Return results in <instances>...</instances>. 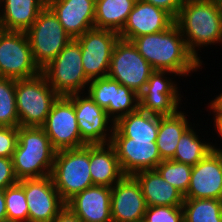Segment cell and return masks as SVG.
Listing matches in <instances>:
<instances>
[{
    "label": "cell",
    "mask_w": 222,
    "mask_h": 222,
    "mask_svg": "<svg viewBox=\"0 0 222 222\" xmlns=\"http://www.w3.org/2000/svg\"><path fill=\"white\" fill-rule=\"evenodd\" d=\"M212 113H214L213 115V119H214V129H216L215 132H217V134L219 135V137H221L220 139H222V111H212ZM214 149H219L222 150L216 146H214Z\"/></svg>",
    "instance_id": "40"
},
{
    "label": "cell",
    "mask_w": 222,
    "mask_h": 222,
    "mask_svg": "<svg viewBox=\"0 0 222 222\" xmlns=\"http://www.w3.org/2000/svg\"><path fill=\"white\" fill-rule=\"evenodd\" d=\"M51 222H82L67 206Z\"/></svg>",
    "instance_id": "39"
},
{
    "label": "cell",
    "mask_w": 222,
    "mask_h": 222,
    "mask_svg": "<svg viewBox=\"0 0 222 222\" xmlns=\"http://www.w3.org/2000/svg\"><path fill=\"white\" fill-rule=\"evenodd\" d=\"M131 42L154 70L186 77L202 68L203 64L188 50L176 23L164 31L133 38Z\"/></svg>",
    "instance_id": "1"
},
{
    "label": "cell",
    "mask_w": 222,
    "mask_h": 222,
    "mask_svg": "<svg viewBox=\"0 0 222 222\" xmlns=\"http://www.w3.org/2000/svg\"><path fill=\"white\" fill-rule=\"evenodd\" d=\"M16 109L20 126L41 127L59 95L40 74L15 81Z\"/></svg>",
    "instance_id": "5"
},
{
    "label": "cell",
    "mask_w": 222,
    "mask_h": 222,
    "mask_svg": "<svg viewBox=\"0 0 222 222\" xmlns=\"http://www.w3.org/2000/svg\"><path fill=\"white\" fill-rule=\"evenodd\" d=\"M147 204L140 185L125 175L111 188L112 222H143Z\"/></svg>",
    "instance_id": "16"
},
{
    "label": "cell",
    "mask_w": 222,
    "mask_h": 222,
    "mask_svg": "<svg viewBox=\"0 0 222 222\" xmlns=\"http://www.w3.org/2000/svg\"><path fill=\"white\" fill-rule=\"evenodd\" d=\"M143 1L166 10L174 18L177 17L180 7L182 5L180 0H143Z\"/></svg>",
    "instance_id": "38"
},
{
    "label": "cell",
    "mask_w": 222,
    "mask_h": 222,
    "mask_svg": "<svg viewBox=\"0 0 222 222\" xmlns=\"http://www.w3.org/2000/svg\"><path fill=\"white\" fill-rule=\"evenodd\" d=\"M18 141V127L0 126V157H12Z\"/></svg>",
    "instance_id": "36"
},
{
    "label": "cell",
    "mask_w": 222,
    "mask_h": 222,
    "mask_svg": "<svg viewBox=\"0 0 222 222\" xmlns=\"http://www.w3.org/2000/svg\"><path fill=\"white\" fill-rule=\"evenodd\" d=\"M18 182L14 173L12 157H0V189L5 190Z\"/></svg>",
    "instance_id": "37"
},
{
    "label": "cell",
    "mask_w": 222,
    "mask_h": 222,
    "mask_svg": "<svg viewBox=\"0 0 222 222\" xmlns=\"http://www.w3.org/2000/svg\"><path fill=\"white\" fill-rule=\"evenodd\" d=\"M181 4H186V3H191V2H203V1H208V0H180Z\"/></svg>",
    "instance_id": "43"
},
{
    "label": "cell",
    "mask_w": 222,
    "mask_h": 222,
    "mask_svg": "<svg viewBox=\"0 0 222 222\" xmlns=\"http://www.w3.org/2000/svg\"><path fill=\"white\" fill-rule=\"evenodd\" d=\"M137 0H95V21L97 29L120 32Z\"/></svg>",
    "instance_id": "24"
},
{
    "label": "cell",
    "mask_w": 222,
    "mask_h": 222,
    "mask_svg": "<svg viewBox=\"0 0 222 222\" xmlns=\"http://www.w3.org/2000/svg\"><path fill=\"white\" fill-rule=\"evenodd\" d=\"M80 44L72 39L60 53L42 69L49 85L59 96L83 93L90 82L86 77Z\"/></svg>",
    "instance_id": "6"
},
{
    "label": "cell",
    "mask_w": 222,
    "mask_h": 222,
    "mask_svg": "<svg viewBox=\"0 0 222 222\" xmlns=\"http://www.w3.org/2000/svg\"><path fill=\"white\" fill-rule=\"evenodd\" d=\"M46 6L47 0H0V29L26 32Z\"/></svg>",
    "instance_id": "20"
},
{
    "label": "cell",
    "mask_w": 222,
    "mask_h": 222,
    "mask_svg": "<svg viewBox=\"0 0 222 222\" xmlns=\"http://www.w3.org/2000/svg\"><path fill=\"white\" fill-rule=\"evenodd\" d=\"M181 207L185 222H222V200L184 199Z\"/></svg>",
    "instance_id": "27"
},
{
    "label": "cell",
    "mask_w": 222,
    "mask_h": 222,
    "mask_svg": "<svg viewBox=\"0 0 222 222\" xmlns=\"http://www.w3.org/2000/svg\"><path fill=\"white\" fill-rule=\"evenodd\" d=\"M125 137L142 140H156L159 115L141 109L121 117L114 125Z\"/></svg>",
    "instance_id": "25"
},
{
    "label": "cell",
    "mask_w": 222,
    "mask_h": 222,
    "mask_svg": "<svg viewBox=\"0 0 222 222\" xmlns=\"http://www.w3.org/2000/svg\"><path fill=\"white\" fill-rule=\"evenodd\" d=\"M139 95L129 87L120 84L116 88L115 97V123L139 108Z\"/></svg>",
    "instance_id": "33"
},
{
    "label": "cell",
    "mask_w": 222,
    "mask_h": 222,
    "mask_svg": "<svg viewBox=\"0 0 222 222\" xmlns=\"http://www.w3.org/2000/svg\"><path fill=\"white\" fill-rule=\"evenodd\" d=\"M89 168L93 185L112 188L125 176L110 143L90 145Z\"/></svg>",
    "instance_id": "22"
},
{
    "label": "cell",
    "mask_w": 222,
    "mask_h": 222,
    "mask_svg": "<svg viewBox=\"0 0 222 222\" xmlns=\"http://www.w3.org/2000/svg\"><path fill=\"white\" fill-rule=\"evenodd\" d=\"M184 199L222 200V150H212L192 166L189 188Z\"/></svg>",
    "instance_id": "15"
},
{
    "label": "cell",
    "mask_w": 222,
    "mask_h": 222,
    "mask_svg": "<svg viewBox=\"0 0 222 222\" xmlns=\"http://www.w3.org/2000/svg\"><path fill=\"white\" fill-rule=\"evenodd\" d=\"M7 219L28 222V206L23 185L18 182L5 189Z\"/></svg>",
    "instance_id": "32"
},
{
    "label": "cell",
    "mask_w": 222,
    "mask_h": 222,
    "mask_svg": "<svg viewBox=\"0 0 222 222\" xmlns=\"http://www.w3.org/2000/svg\"><path fill=\"white\" fill-rule=\"evenodd\" d=\"M80 44L82 65L89 80L107 77L111 55L119 33L93 28L75 39Z\"/></svg>",
    "instance_id": "10"
},
{
    "label": "cell",
    "mask_w": 222,
    "mask_h": 222,
    "mask_svg": "<svg viewBox=\"0 0 222 222\" xmlns=\"http://www.w3.org/2000/svg\"><path fill=\"white\" fill-rule=\"evenodd\" d=\"M0 222H19V221H12V220L6 219V220L0 221Z\"/></svg>",
    "instance_id": "44"
},
{
    "label": "cell",
    "mask_w": 222,
    "mask_h": 222,
    "mask_svg": "<svg viewBox=\"0 0 222 222\" xmlns=\"http://www.w3.org/2000/svg\"><path fill=\"white\" fill-rule=\"evenodd\" d=\"M181 206H147L143 222H183Z\"/></svg>",
    "instance_id": "35"
},
{
    "label": "cell",
    "mask_w": 222,
    "mask_h": 222,
    "mask_svg": "<svg viewBox=\"0 0 222 222\" xmlns=\"http://www.w3.org/2000/svg\"><path fill=\"white\" fill-rule=\"evenodd\" d=\"M89 166L90 145L56 152L51 177L65 203L93 186Z\"/></svg>",
    "instance_id": "4"
},
{
    "label": "cell",
    "mask_w": 222,
    "mask_h": 222,
    "mask_svg": "<svg viewBox=\"0 0 222 222\" xmlns=\"http://www.w3.org/2000/svg\"><path fill=\"white\" fill-rule=\"evenodd\" d=\"M172 74V75H171ZM178 76L176 73L167 70H154L142 92L152 93H179L180 89L173 78L167 76ZM167 76V77H166Z\"/></svg>",
    "instance_id": "34"
},
{
    "label": "cell",
    "mask_w": 222,
    "mask_h": 222,
    "mask_svg": "<svg viewBox=\"0 0 222 222\" xmlns=\"http://www.w3.org/2000/svg\"><path fill=\"white\" fill-rule=\"evenodd\" d=\"M47 6L73 39L95 28V0H47Z\"/></svg>",
    "instance_id": "18"
},
{
    "label": "cell",
    "mask_w": 222,
    "mask_h": 222,
    "mask_svg": "<svg viewBox=\"0 0 222 222\" xmlns=\"http://www.w3.org/2000/svg\"><path fill=\"white\" fill-rule=\"evenodd\" d=\"M180 93H152L141 92L139 94V109L160 116L175 115L180 107Z\"/></svg>",
    "instance_id": "28"
},
{
    "label": "cell",
    "mask_w": 222,
    "mask_h": 222,
    "mask_svg": "<svg viewBox=\"0 0 222 222\" xmlns=\"http://www.w3.org/2000/svg\"><path fill=\"white\" fill-rule=\"evenodd\" d=\"M159 174L183 195L187 193L191 179L192 166L173 160H162L156 167Z\"/></svg>",
    "instance_id": "31"
},
{
    "label": "cell",
    "mask_w": 222,
    "mask_h": 222,
    "mask_svg": "<svg viewBox=\"0 0 222 222\" xmlns=\"http://www.w3.org/2000/svg\"><path fill=\"white\" fill-rule=\"evenodd\" d=\"M133 177L140 185L147 206H182L184 195L156 169L138 172Z\"/></svg>",
    "instance_id": "21"
},
{
    "label": "cell",
    "mask_w": 222,
    "mask_h": 222,
    "mask_svg": "<svg viewBox=\"0 0 222 222\" xmlns=\"http://www.w3.org/2000/svg\"><path fill=\"white\" fill-rule=\"evenodd\" d=\"M207 105L211 111H222V93L220 92L218 96L216 95Z\"/></svg>",
    "instance_id": "41"
},
{
    "label": "cell",
    "mask_w": 222,
    "mask_h": 222,
    "mask_svg": "<svg viewBox=\"0 0 222 222\" xmlns=\"http://www.w3.org/2000/svg\"><path fill=\"white\" fill-rule=\"evenodd\" d=\"M41 127L56 151L86 146L81 139L74 104L66 96H59L53 103Z\"/></svg>",
    "instance_id": "11"
},
{
    "label": "cell",
    "mask_w": 222,
    "mask_h": 222,
    "mask_svg": "<svg viewBox=\"0 0 222 222\" xmlns=\"http://www.w3.org/2000/svg\"><path fill=\"white\" fill-rule=\"evenodd\" d=\"M193 128L191 125L183 133L171 160L194 166L214 150L215 145L212 142H205L204 139L202 141V138L200 140V136Z\"/></svg>",
    "instance_id": "26"
},
{
    "label": "cell",
    "mask_w": 222,
    "mask_h": 222,
    "mask_svg": "<svg viewBox=\"0 0 222 222\" xmlns=\"http://www.w3.org/2000/svg\"><path fill=\"white\" fill-rule=\"evenodd\" d=\"M15 79L0 77V126L19 127Z\"/></svg>",
    "instance_id": "30"
},
{
    "label": "cell",
    "mask_w": 222,
    "mask_h": 222,
    "mask_svg": "<svg viewBox=\"0 0 222 222\" xmlns=\"http://www.w3.org/2000/svg\"><path fill=\"white\" fill-rule=\"evenodd\" d=\"M66 206L82 222H112L110 187H88L71 198Z\"/></svg>",
    "instance_id": "19"
},
{
    "label": "cell",
    "mask_w": 222,
    "mask_h": 222,
    "mask_svg": "<svg viewBox=\"0 0 222 222\" xmlns=\"http://www.w3.org/2000/svg\"><path fill=\"white\" fill-rule=\"evenodd\" d=\"M7 219L6 203H5V190L0 189V221Z\"/></svg>",
    "instance_id": "42"
},
{
    "label": "cell",
    "mask_w": 222,
    "mask_h": 222,
    "mask_svg": "<svg viewBox=\"0 0 222 222\" xmlns=\"http://www.w3.org/2000/svg\"><path fill=\"white\" fill-rule=\"evenodd\" d=\"M153 71L152 66L131 41L119 38L112 51L107 77L129 87L139 95Z\"/></svg>",
    "instance_id": "8"
},
{
    "label": "cell",
    "mask_w": 222,
    "mask_h": 222,
    "mask_svg": "<svg viewBox=\"0 0 222 222\" xmlns=\"http://www.w3.org/2000/svg\"><path fill=\"white\" fill-rule=\"evenodd\" d=\"M191 125L186 112L181 109L172 116L159 115L156 144L162 160H171L174 157L179 139Z\"/></svg>",
    "instance_id": "23"
},
{
    "label": "cell",
    "mask_w": 222,
    "mask_h": 222,
    "mask_svg": "<svg viewBox=\"0 0 222 222\" xmlns=\"http://www.w3.org/2000/svg\"><path fill=\"white\" fill-rule=\"evenodd\" d=\"M85 92L67 96L74 104L81 139L86 145L110 143L115 123Z\"/></svg>",
    "instance_id": "12"
},
{
    "label": "cell",
    "mask_w": 222,
    "mask_h": 222,
    "mask_svg": "<svg viewBox=\"0 0 222 222\" xmlns=\"http://www.w3.org/2000/svg\"><path fill=\"white\" fill-rule=\"evenodd\" d=\"M25 33L34 61L41 70L73 39L48 6Z\"/></svg>",
    "instance_id": "7"
},
{
    "label": "cell",
    "mask_w": 222,
    "mask_h": 222,
    "mask_svg": "<svg viewBox=\"0 0 222 222\" xmlns=\"http://www.w3.org/2000/svg\"><path fill=\"white\" fill-rule=\"evenodd\" d=\"M174 23L175 18L166 10L137 0L123 29L119 32V38L131 41L142 35L164 31Z\"/></svg>",
    "instance_id": "17"
},
{
    "label": "cell",
    "mask_w": 222,
    "mask_h": 222,
    "mask_svg": "<svg viewBox=\"0 0 222 222\" xmlns=\"http://www.w3.org/2000/svg\"><path fill=\"white\" fill-rule=\"evenodd\" d=\"M110 144L114 147L121 169L127 176L156 169L162 161L156 140L125 137L115 126Z\"/></svg>",
    "instance_id": "13"
},
{
    "label": "cell",
    "mask_w": 222,
    "mask_h": 222,
    "mask_svg": "<svg viewBox=\"0 0 222 222\" xmlns=\"http://www.w3.org/2000/svg\"><path fill=\"white\" fill-rule=\"evenodd\" d=\"M175 23L185 39L188 50L201 63L203 60L197 52L200 48L222 44V8L219 0L181 5Z\"/></svg>",
    "instance_id": "2"
},
{
    "label": "cell",
    "mask_w": 222,
    "mask_h": 222,
    "mask_svg": "<svg viewBox=\"0 0 222 222\" xmlns=\"http://www.w3.org/2000/svg\"><path fill=\"white\" fill-rule=\"evenodd\" d=\"M28 206V222H51L66 206L51 175L22 179Z\"/></svg>",
    "instance_id": "14"
},
{
    "label": "cell",
    "mask_w": 222,
    "mask_h": 222,
    "mask_svg": "<svg viewBox=\"0 0 222 222\" xmlns=\"http://www.w3.org/2000/svg\"><path fill=\"white\" fill-rule=\"evenodd\" d=\"M56 150L42 127L19 126L12 155L16 178H42L51 175Z\"/></svg>",
    "instance_id": "3"
},
{
    "label": "cell",
    "mask_w": 222,
    "mask_h": 222,
    "mask_svg": "<svg viewBox=\"0 0 222 222\" xmlns=\"http://www.w3.org/2000/svg\"><path fill=\"white\" fill-rule=\"evenodd\" d=\"M120 85L109 77L90 80L87 86L89 97L104 109L108 117L115 123V97L116 88Z\"/></svg>",
    "instance_id": "29"
},
{
    "label": "cell",
    "mask_w": 222,
    "mask_h": 222,
    "mask_svg": "<svg viewBox=\"0 0 222 222\" xmlns=\"http://www.w3.org/2000/svg\"><path fill=\"white\" fill-rule=\"evenodd\" d=\"M41 72L26 33L0 29V77L21 80Z\"/></svg>",
    "instance_id": "9"
}]
</instances>
